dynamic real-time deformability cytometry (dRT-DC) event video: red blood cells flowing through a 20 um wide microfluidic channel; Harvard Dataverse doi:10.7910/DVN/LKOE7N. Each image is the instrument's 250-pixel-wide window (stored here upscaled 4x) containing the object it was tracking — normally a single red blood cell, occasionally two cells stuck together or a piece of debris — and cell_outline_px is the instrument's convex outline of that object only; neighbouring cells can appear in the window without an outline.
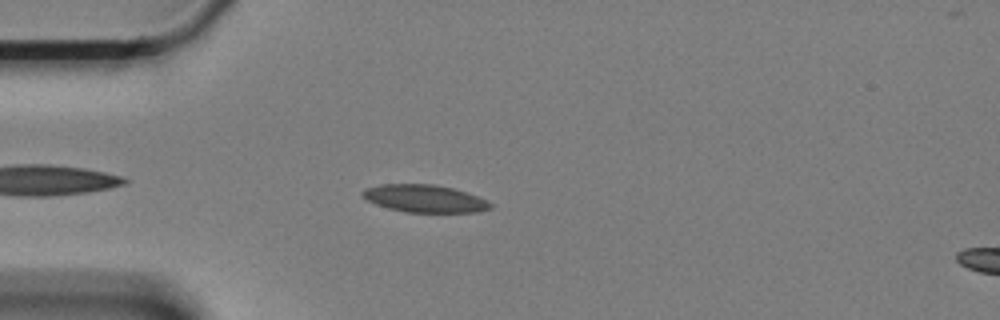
{"species": "Egyptian fruit bat (a non-hibernating species)", "species_latin": "Rousettus aegyptiacus", "temperature_condition": "cold", "stored_images_in_passage": 49, "camera_frame_rate_fps": 3000, "um_per_image_px": 0.085, "animal": {"sex": "female"}, "frame": {"image": 1, "passage_image": 5, "time_ms": 1.333, "image_size_px": [1000, 320], "cell_outline_px": [[492, 208], [476, 212], [408, 212], [388, 208], [376, 204], [360, 196], [360, 192], [364, 188], [380, 184], [436, 184], [452, 188], [476, 196], [492, 204]], "centroid_in_image_um": [36.02, 16.87], "position_along_channel_um": 49.0, "area_um2": 20.4}}
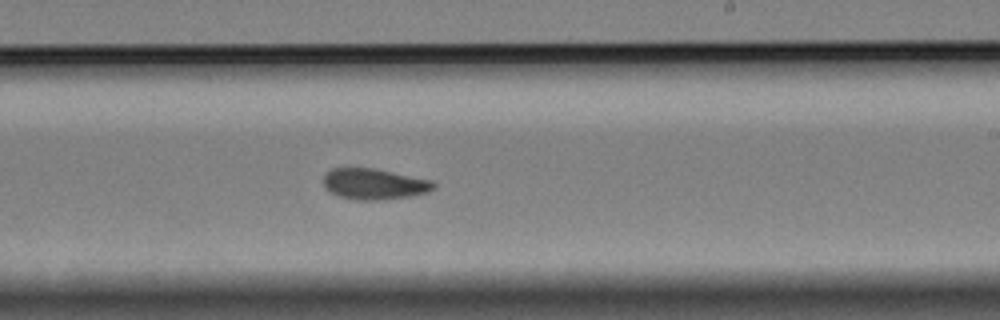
{"frame": {"image": 2, "passage_image": 25, "time_ms": 8.0, "image_size_px": [1000, 320], "cell_outline_px": [[436, 188], [428, 192], [412, 196], [384, 200], [356, 200], [336, 196], [328, 192], [324, 188], [324, 176], [332, 168], [372, 168], [432, 180], [436, 184]], "centroid_in_image_um": [31.8, 15.66], "position_along_channel_um": 257.2, "area_um2": 20.06}}
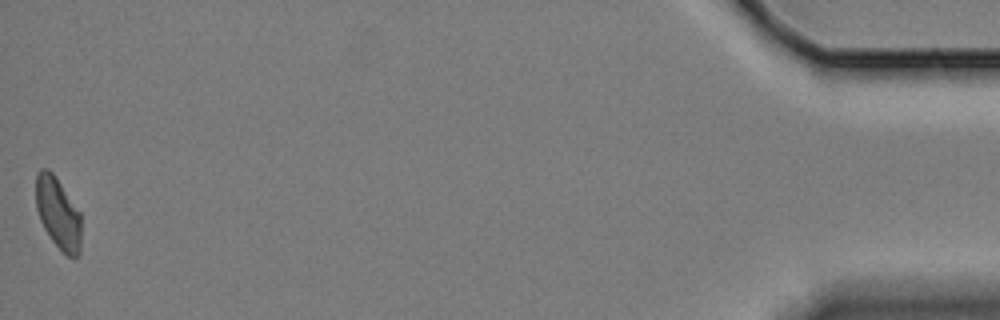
{"frame": {"image": 3, "passage_image": 49, "time_ms": 16.0, "image_size_px": [1000, 320], "cell_outline_px": [[80, 252], [76, 256], [68, 256], [52, 240], [44, 228], [40, 220], [36, 208], [36, 172], [40, 168], [48, 168], [56, 176], [80, 212]], "centroid_in_image_um": [4.91, 18.06], "position_along_channel_um": 430.3, "area_um2": 18.79}, "authors_computed_cell_mechanics": {"area_um2": 20.0566, "velocity_mm_per_s": 3.3076, "shape_relaxation_time_tau1_ms": 8.8737, "shape_relaxation_time_tau2_ms": 3.9333, "deformation_change_tau1": 0.1379, "deformation_change_tau2": 0.0787}}